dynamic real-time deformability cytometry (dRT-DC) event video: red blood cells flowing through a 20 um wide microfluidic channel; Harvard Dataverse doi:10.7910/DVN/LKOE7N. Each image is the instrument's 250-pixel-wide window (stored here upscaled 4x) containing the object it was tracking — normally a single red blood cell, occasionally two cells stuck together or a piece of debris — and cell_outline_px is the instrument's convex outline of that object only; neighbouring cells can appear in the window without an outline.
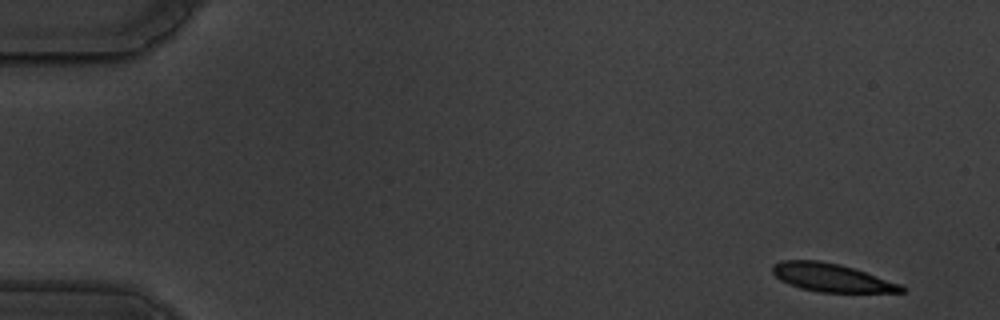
{"species": "common noctule bat (a hibernating species)", "species_latin": "Nyctalus noctula", "temperature_condition": "warm", "stored_images_in_passage": 58, "camera_frame_rate_fps": 3000, "um_per_image_px": 0.085, "animal": {"sex": "male", "body_mass_g": 19.5, "forearm_length_mm": 54.6}, "frame": {"image": 1, "passage_image": 3, "time_ms": 0.667, "image_size_px": [1000, 320], "cell_outline_px": [[904, 292], [820, 292], [800, 288], [788, 284], [780, 280], [772, 272], [772, 264], [780, 260], [820, 260], [840, 264], [900, 284], [904, 288]], "centroid_in_image_um": [70.6, 23.59], "position_along_channel_um": 14.4, "area_um2": 20.98}}
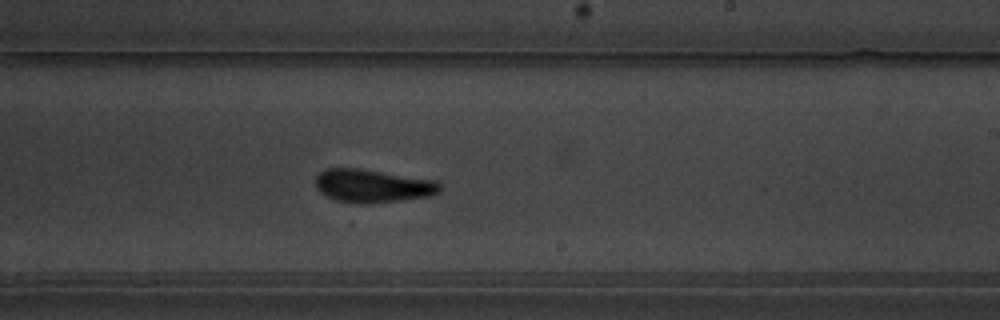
{"frame": {"image": 2, "passage_image": 35, "time_ms": 11.333, "image_size_px": [1000, 320], "cell_outline_px": [[440, 192], [428, 196], [400, 200], [360, 204], [356, 204], [336, 200], [320, 192], [316, 188], [316, 176], [324, 168], [360, 168], [436, 180], [440, 184]], "centroid_in_image_um": [31.65, 15.79], "position_along_channel_um": 257.3, "area_um2": 24.04}}
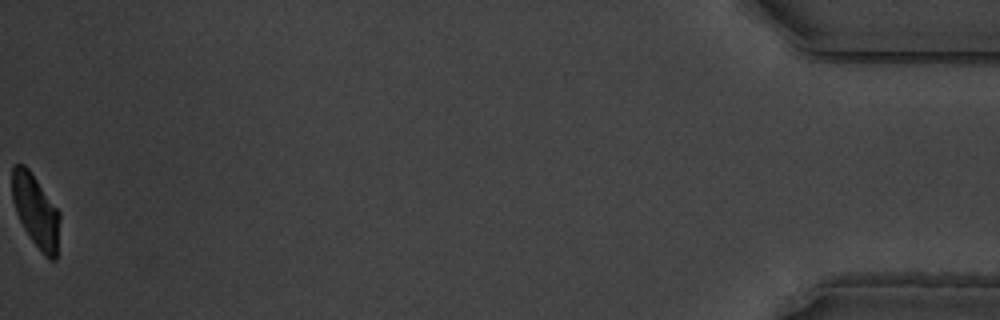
{"frame": {"image": 3, "passage_image": 58, "time_ms": 19.0, "image_size_px": [1000, 320], "cell_outline_px": [[60, 220], [56, 260], [48, 260], [40, 252], [24, 228], [16, 212], [12, 200], [12, 168], [16, 164], [24, 164], [28, 168], [60, 212]], "centroid_in_image_um": [3.05, 17.96], "position_along_channel_um": 432.2, "area_um2": 20.17}, "authors_computed_cell_mechanics": {"area_um2": 22.7732, "velocity_mm_per_s": 3.5013, "shape_relaxation_time_tau1_ms": 3.5864, "shape_relaxation_time_tau2_ms": 2.1666, "deformation_change_tau1": 0.1508, "deformation_change_tau2": 0.0681}}